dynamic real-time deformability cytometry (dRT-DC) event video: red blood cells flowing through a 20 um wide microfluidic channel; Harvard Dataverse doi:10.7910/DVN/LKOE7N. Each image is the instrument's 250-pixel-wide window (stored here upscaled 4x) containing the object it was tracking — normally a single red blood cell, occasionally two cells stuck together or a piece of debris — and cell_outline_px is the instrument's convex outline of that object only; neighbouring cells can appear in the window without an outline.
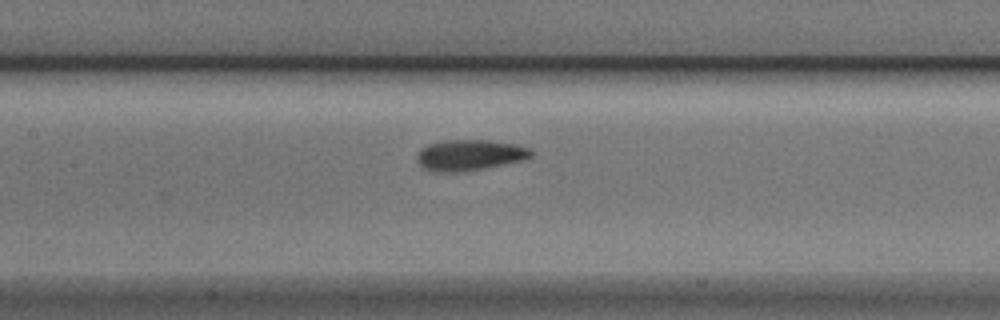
{"species": "Egyptian fruit bat (a non-hibernating species)", "species_latin": "Rousettus aegyptiacus", "temperature_condition": "cold", "stored_images_in_passage": 8, "camera_frame_rate_fps": 3000, "um_per_image_px": 0.085, "animal": {"sex": "male"}, "frame": {"image": 1, "passage_image": 8, "time_ms": 2.333, "image_size_px": [1000, 320], "cell_outline_px": [[532, 156], [524, 160], [484, 168], [456, 172], [436, 172], [424, 168], [416, 160], [416, 156], [420, 148], [428, 144], [444, 140], [488, 140], [516, 144], [528, 148], [532, 152]], "centroid_in_image_um": [39.89, 13.17], "position_along_channel_um": 167.5, "area_um2": 20.52}}